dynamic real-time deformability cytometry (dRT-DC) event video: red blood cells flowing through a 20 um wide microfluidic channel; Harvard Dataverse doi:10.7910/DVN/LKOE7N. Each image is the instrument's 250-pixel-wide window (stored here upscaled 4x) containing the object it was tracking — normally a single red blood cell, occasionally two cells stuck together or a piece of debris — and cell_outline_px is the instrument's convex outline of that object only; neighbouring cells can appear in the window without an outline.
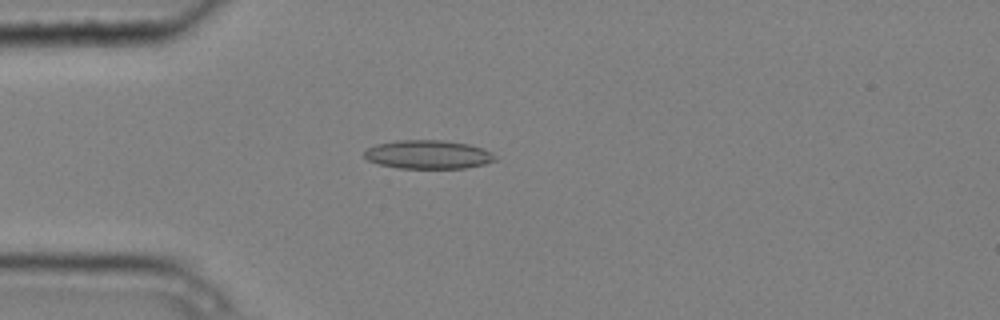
{"species": "common noctule bat (a hibernating species)", "species_latin": "Nyctalus noctula", "temperature_condition": "cold", "stored_images_in_passage": 5, "camera_frame_rate_fps": 3000, "um_per_image_px": 0.085, "animal": {"sex": "male", "body_mass_g": 20.4}, "frame": {"image": 1, "passage_image": 4, "time_ms": 1.0, "image_size_px": [1000, 320], "cell_outline_px": [[500, 160], [484, 164], [464, 168], [396, 168], [380, 164], [368, 160], [364, 156], [364, 152], [368, 148], [376, 144], [396, 140], [440, 140], [468, 144], [484, 148], [492, 152]], "centroid_in_image_um": [36.43, 13.13], "position_along_channel_um": 48.6, "area_um2": 21.96}}